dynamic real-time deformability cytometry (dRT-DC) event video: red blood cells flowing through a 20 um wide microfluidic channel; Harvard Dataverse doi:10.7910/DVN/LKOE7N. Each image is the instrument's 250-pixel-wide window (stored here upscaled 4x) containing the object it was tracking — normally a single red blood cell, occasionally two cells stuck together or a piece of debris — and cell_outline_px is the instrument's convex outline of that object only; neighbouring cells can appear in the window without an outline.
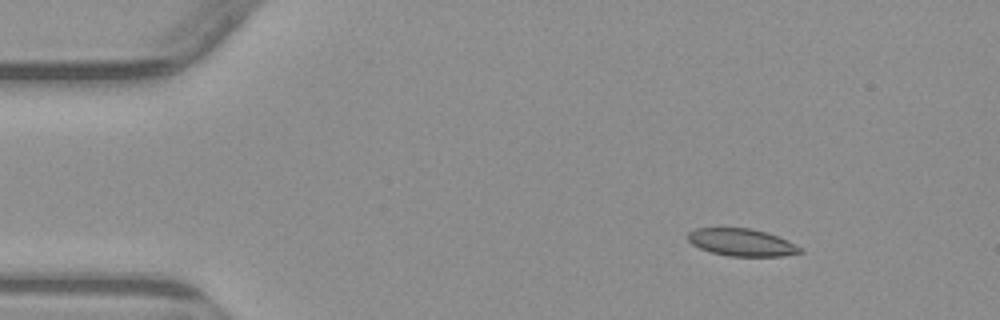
{"species": "common noctule bat (a hibernating species)", "species_latin": "Nyctalus noctula", "temperature_condition": "warm", "stored_images_in_passage": 4, "camera_frame_rate_fps": 3000, "um_per_image_px": 0.085, "animal": {"sex": "male", "body_mass_g": 23.1, "forearm_length_mm": 52.7}, "frame": {"image": 1, "passage_image": 2, "time_ms": 1.667, "image_size_px": [1000, 320], "cell_outline_px": [[804, 252], [780, 256], [728, 256], [712, 252], [700, 248], [692, 244], [688, 240], [688, 232], [696, 228], [752, 228], [768, 232], [788, 240], [804, 248]], "centroid_in_image_um": [63.09, 20.6], "position_along_channel_um": 21.9, "area_um2": 18.03}}
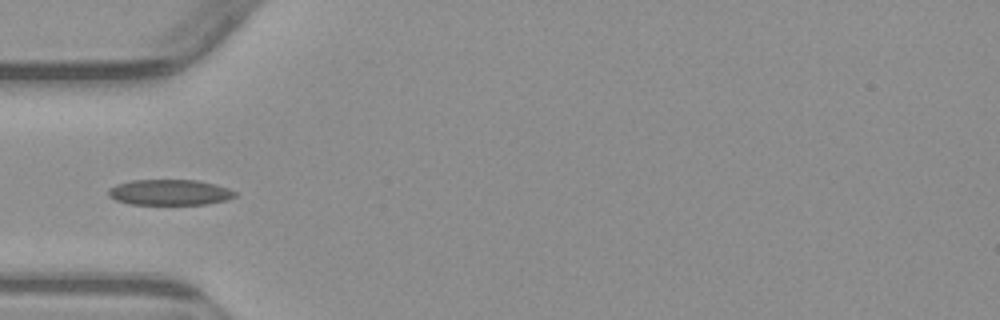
{"frame": {"image": 2, "passage_image": 4, "time_ms": 5.0, "image_size_px": [1000, 320], "cell_outline_px": [[236, 196], [228, 200], [208, 204], [132, 204], [116, 200], [108, 196], [108, 188], [116, 184], [132, 180], [196, 180], [216, 184], [228, 188], [236, 192]], "centroid_in_image_um": [14.43, 16.34], "position_along_channel_um": 70.6, "area_um2": 19.02}}